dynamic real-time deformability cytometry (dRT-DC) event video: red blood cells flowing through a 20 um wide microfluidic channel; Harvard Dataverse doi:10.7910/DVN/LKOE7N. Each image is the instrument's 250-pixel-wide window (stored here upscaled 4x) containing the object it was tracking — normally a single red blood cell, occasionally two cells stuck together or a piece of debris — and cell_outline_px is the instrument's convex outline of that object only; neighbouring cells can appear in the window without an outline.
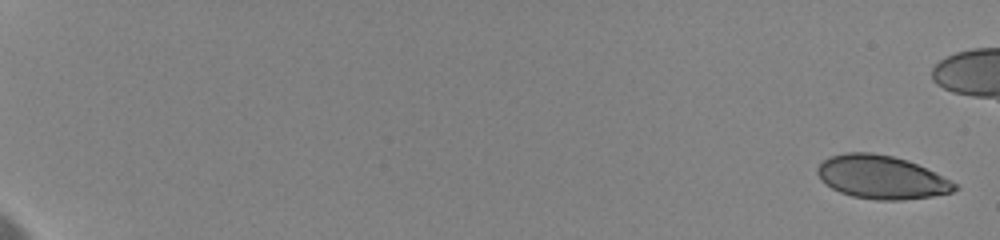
{"species": "human", "species_latin": "Homo sapiens", "temperature_condition": "cold", "stored_images_in_passage": 17, "camera_frame_rate_fps": 3000, "um_per_image_px": 0.085, "donor": {"sex": "female"}, "frame": {"image": 1, "passage_image": 1, "time_ms": 0.0, "image_size_px": [1000, 240], "cell_outline_px": [[960, 188], [952, 192], [932, 196], [904, 200], [876, 200], [852, 196], [840, 192], [832, 188], [820, 180], [816, 172], [816, 168], [824, 160], [832, 156], [844, 152], [872, 152], [892, 156], [908, 160], [956, 184]], "centroid_in_image_um": [74.88, 15.06], "position_along_channel_um": 10.1, "area_um2": 34.45}}